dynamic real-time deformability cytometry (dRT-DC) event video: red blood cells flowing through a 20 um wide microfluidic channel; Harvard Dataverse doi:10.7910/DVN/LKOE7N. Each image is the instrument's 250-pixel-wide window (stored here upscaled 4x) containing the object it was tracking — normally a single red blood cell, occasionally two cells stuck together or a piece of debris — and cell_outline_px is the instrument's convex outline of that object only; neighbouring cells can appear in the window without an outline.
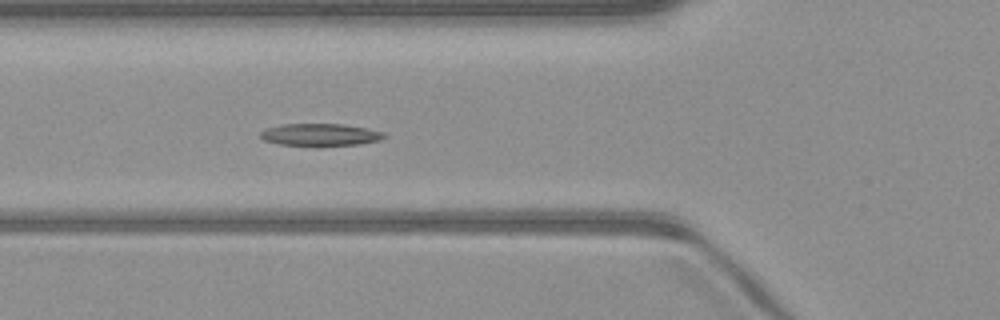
{"species": "common noctule bat (a hibernating species)", "species_latin": "Nyctalus noctula", "temperature_condition": "warm", "stored_images_in_passage": 39, "camera_frame_rate_fps": 3000, "um_per_image_px": 0.085, "animal": {"sex": "male", "body_mass_g": 23.1, "forearm_length_mm": 52.7}, "frame": {"image": 1, "passage_image": 7, "time_ms": 2.0, "image_size_px": [1000, 320], "cell_outline_px": [[388, 136], [380, 140], [360, 144], [320, 148], [316, 148], [280, 144], [264, 140], [260, 136], [260, 132], [264, 128], [280, 124], [344, 124], [368, 128], [384, 132]], "centroid_in_image_um": [27.23, 11.48], "position_along_channel_um": 98.6, "area_um2": 16.94}}
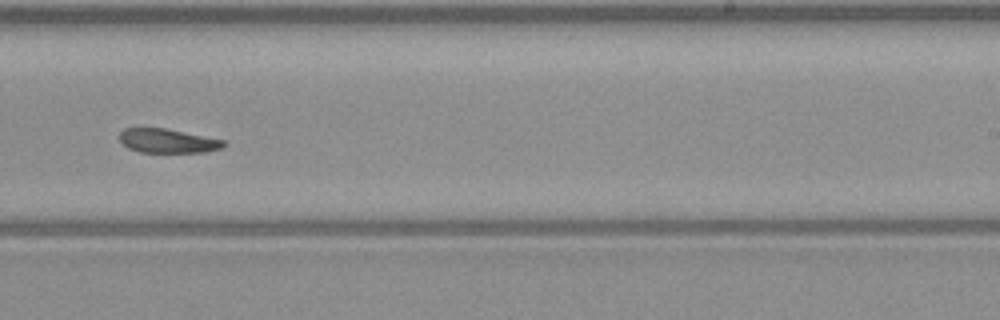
{"frame": {"image": 2, "passage_image": 20, "time_ms": 6.333, "image_size_px": [1000, 320], "cell_outline_px": [[228, 144], [220, 148], [204, 152], [140, 152], [128, 148], [120, 140], [120, 132], [124, 128], [164, 128], [224, 140]], "centroid_in_image_um": [14.25, 11.97], "position_along_channel_um": 274.8, "area_um2": 14.45}}
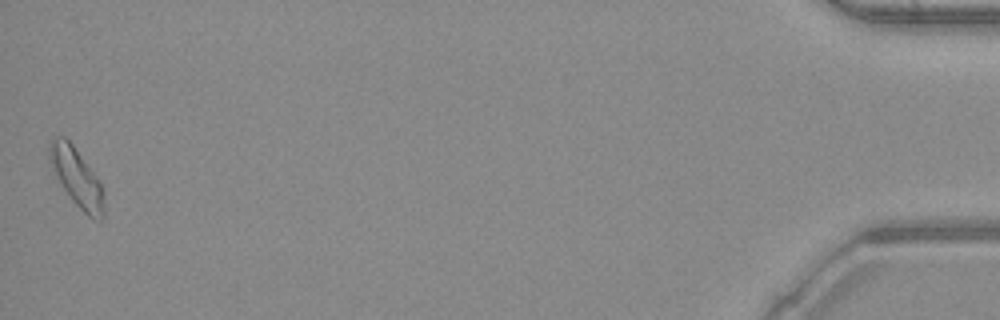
{"frame": {"image": 3, "passage_image": 39, "time_ms": 12.667, "image_size_px": [1000, 320], "cell_outline_px": [[104, 220], [100, 220], [88, 216], [72, 200], [64, 188], [48, 160], [48, 140], [52, 136], [64, 136], [72, 144], [100, 180], [104, 188]], "centroid_in_image_um": [6.53, 15.05], "position_along_channel_um": 428.7, "area_um2": 18.67}, "authors_computed_cell_mechanics": {"area_um2": 16.2996, "velocity_mm_per_s": 4.0715, "shape_relaxation_time_tau1_ms": 2.2759, "shape_relaxation_time_tau2_ms": 2.767, "deformation_change_tau1": 0.1185, "deformation_change_tau2": 0.0864}}